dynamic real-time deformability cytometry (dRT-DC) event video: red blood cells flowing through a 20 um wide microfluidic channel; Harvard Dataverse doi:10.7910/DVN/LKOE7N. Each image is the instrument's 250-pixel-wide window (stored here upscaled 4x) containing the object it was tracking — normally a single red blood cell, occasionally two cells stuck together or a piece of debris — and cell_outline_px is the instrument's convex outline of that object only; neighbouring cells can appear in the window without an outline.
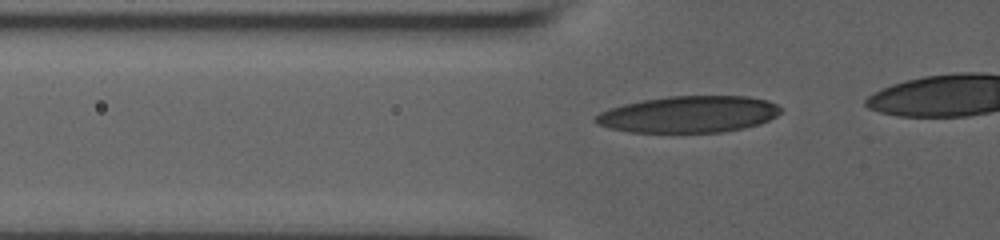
{"species": "human", "species_latin": "Homo sapiens", "temperature_condition": "room temperature", "stored_images_in_passage": 45, "camera_frame_rate_fps": 3000, "um_per_image_px": 0.085, "donor": {"sex": "male"}, "frame": {"image": 1, "passage_image": 19, "time_ms": 6.0, "image_size_px": [1000, 240], "cell_outline_px": [[780, 112], [776, 116], [760, 124], [744, 128], [720, 132], [628, 132], [608, 128], [596, 124], [592, 120], [600, 112], [624, 104], [644, 100], [668, 96], [748, 96], [768, 100], [776, 104], [780, 108]], "centroid_in_image_um": [58.54, 9.72], "position_along_channel_um": 67.3, "area_um2": 39.48}}
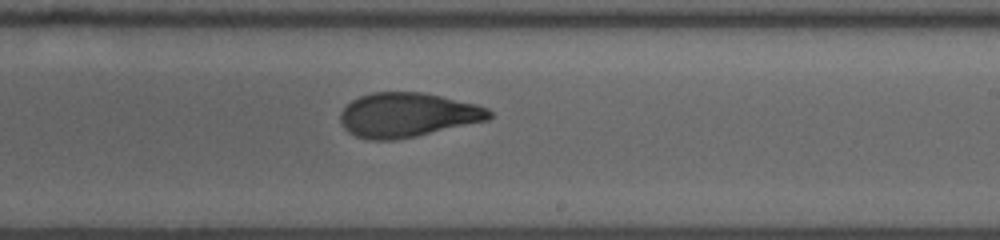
{"frame": {"image": 2, "passage_image": 34, "time_ms": 11.0, "image_size_px": [1000, 240], "cell_outline_px": [[492, 116], [488, 120], [416, 136], [392, 140], [368, 140], [356, 136], [348, 132], [344, 128], [340, 120], [340, 112], [352, 100], [360, 96], [372, 92], [424, 92], [476, 104], [488, 108], [492, 112]], "centroid_in_image_um": [34.63, 9.77], "position_along_channel_um": 254.4, "area_um2": 38.49}}
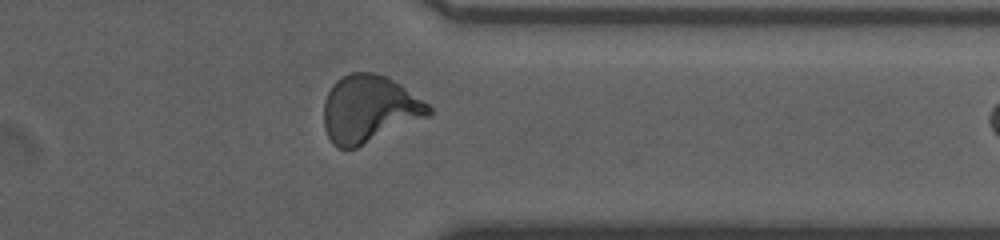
{"frame": {"image": 3, "passage_image": 44, "time_ms": 14.333, "image_size_px": [1000, 240], "cell_outline_px": [[432, 112], [428, 116], [356, 148], [336, 148], [332, 144], [324, 128], [324, 100], [332, 84], [340, 76], [348, 72], [372, 72], [388, 76], [400, 84], [428, 104], [432, 108]], "centroid_in_image_um": [31.34, 9.24], "position_along_channel_um": 380.1, "area_um2": 41.15}}